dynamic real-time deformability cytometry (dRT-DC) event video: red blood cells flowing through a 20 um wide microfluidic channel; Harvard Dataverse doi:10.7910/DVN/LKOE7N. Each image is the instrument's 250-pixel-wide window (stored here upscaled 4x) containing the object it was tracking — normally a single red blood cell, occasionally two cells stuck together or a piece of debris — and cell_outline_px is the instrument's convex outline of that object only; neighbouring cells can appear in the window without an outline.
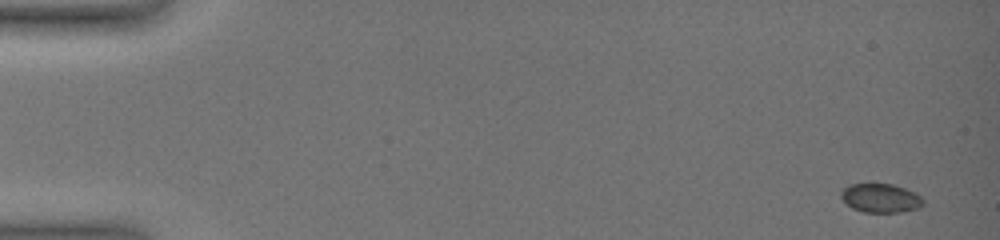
{"species": "common noctule bat (a hibernating species)", "species_latin": "Nyctalus noctula", "temperature_condition": "warm", "stored_images_in_passage": 16, "camera_frame_rate_fps": 3000, "um_per_image_px": 0.085, "animal": {"sex": "female", "body_mass_g": 19.0, "forearm_length_mm": 51.5}, "frame": {"image": 1, "passage_image": 1, "time_ms": 0.0, "image_size_px": [1000, 240], "cell_outline_px": [[924, 204], [920, 208], [904, 212], [864, 212], [852, 208], [840, 196], [840, 192], [848, 184], [892, 184], [904, 188], [920, 196], [924, 200]], "centroid_in_image_um": [74.87, 16.84], "position_along_channel_um": 10.1, "area_um2": 13.81}}
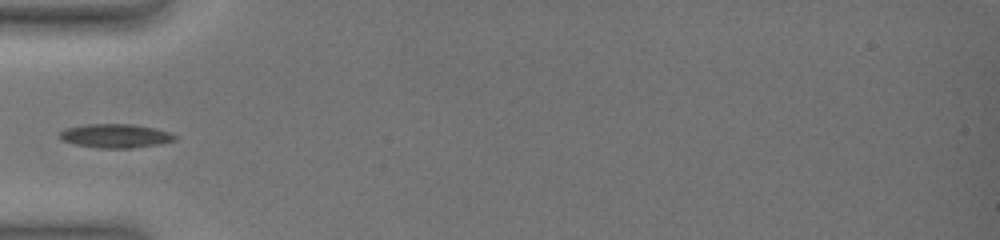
{"frame": {"image": 2, "passage_image": 11, "time_ms": 5.667, "image_size_px": [1000, 240], "cell_outline_px": [[176, 140], [156, 144], [132, 148], [100, 148], [72, 144], [60, 140], [60, 132], [64, 128], [84, 124], [132, 124], [156, 128], [168, 132], [176, 136]], "centroid_in_image_um": [9.75, 11.54], "position_along_channel_um": 75.2, "area_um2": 16.07}}
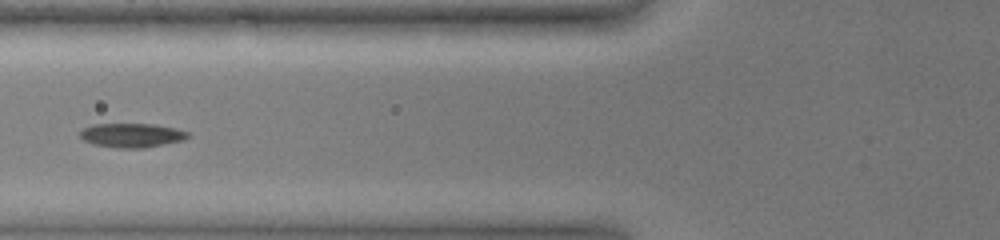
{"frame": {"image": 3, "passage_image": 13, "time_ms": 6.667, "image_size_px": [1000, 240], "cell_outline_px": [[192, 136], [184, 140], [144, 148], [120, 148], [96, 144], [84, 140], [80, 136], [80, 132], [84, 128], [92, 124], [156, 124], [176, 128], [188, 132]], "centroid_in_image_um": [11.26, 11.49], "position_along_channel_um": 114.5, "area_um2": 15.14}}